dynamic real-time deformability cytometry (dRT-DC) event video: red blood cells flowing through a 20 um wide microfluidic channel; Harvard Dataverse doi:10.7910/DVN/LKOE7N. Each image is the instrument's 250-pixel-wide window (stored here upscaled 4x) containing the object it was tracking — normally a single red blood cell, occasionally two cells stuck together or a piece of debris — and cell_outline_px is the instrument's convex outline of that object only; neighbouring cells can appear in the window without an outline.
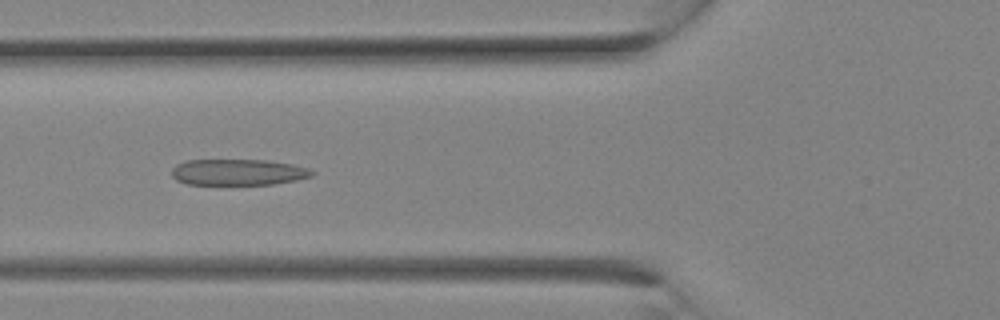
{"species": "Egyptian fruit bat (a non-hibernating species)", "species_latin": "Rousettus aegyptiacus", "temperature_condition": "room temperature", "stored_images_in_passage": 13, "camera_frame_rate_fps": 3000, "um_per_image_px": 0.085, "animal": {"sex": "female"}, "frame": {"image": 1, "passage_image": 10, "time_ms": 3.0, "image_size_px": [1000, 320], "cell_outline_px": [[316, 172], [312, 176], [296, 180], [272, 184], [188, 184], [176, 180], [172, 176], [172, 168], [176, 164], [188, 160], [268, 160], [292, 164], [308, 168]], "centroid_in_image_um": [20.25, 14.63], "position_along_channel_um": 105.6, "area_um2": 21.33}}
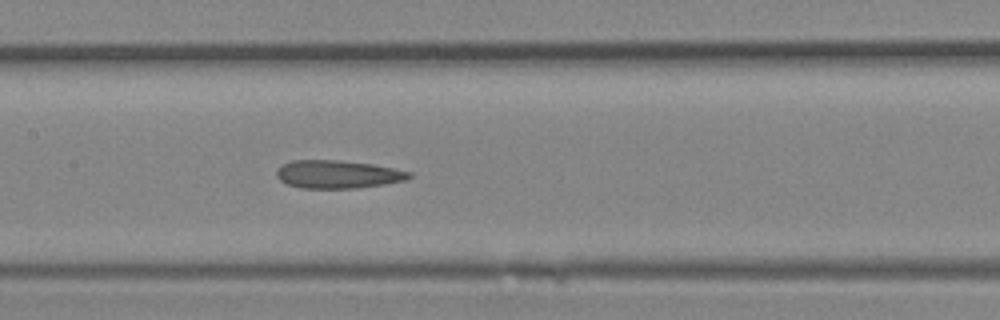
{"frame": {"image": 2, "passage_image": 13, "time_ms": 4.0, "image_size_px": [1000, 320], "cell_outline_px": [[412, 176], [404, 180], [384, 184], [356, 188], [300, 188], [288, 184], [280, 180], [276, 176], [276, 172], [284, 164], [292, 160], [336, 160], [372, 164], [412, 172]], "centroid_in_image_um": [28.7, 14.82], "position_along_channel_um": 178.7, "area_um2": 21.44}}